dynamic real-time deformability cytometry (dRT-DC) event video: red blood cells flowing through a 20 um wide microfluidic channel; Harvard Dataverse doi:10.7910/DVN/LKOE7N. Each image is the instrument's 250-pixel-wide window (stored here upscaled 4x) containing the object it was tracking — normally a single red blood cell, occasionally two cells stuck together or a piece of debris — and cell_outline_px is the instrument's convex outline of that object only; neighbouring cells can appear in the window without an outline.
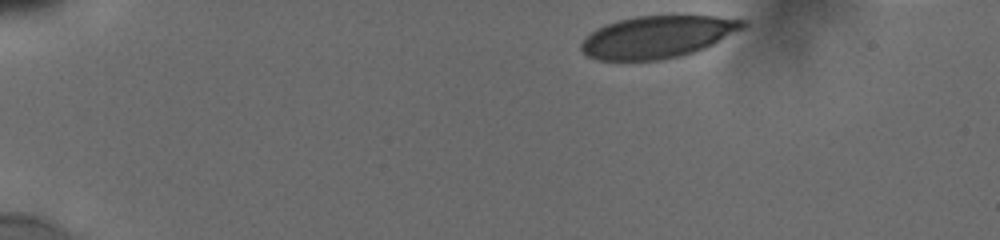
{"species": "human", "species_latin": "Homo sapiens", "temperature_condition": "cold", "stored_images_in_passage": 17, "camera_frame_rate_fps": 3000, "um_per_image_px": 0.085, "donor": {"sex": "male"}, "frame": {"image": 1, "passage_image": 1, "time_ms": 0.0, "image_size_px": [1000, 240], "cell_outline_px": [[748, 28], [704, 48], [680, 56], [660, 60], [596, 60], [588, 56], [580, 48], [580, 44], [596, 28], [604, 24], [636, 16], [716, 16], [748, 20]], "centroid_in_image_um": [55.95, 3.13], "position_along_channel_um": 29.0, "area_um2": 39.88}}
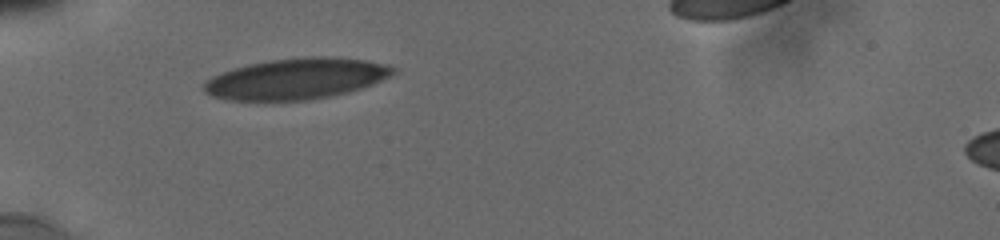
{"frame": {"image": 2, "passage_image": 8, "time_ms": 3.0, "image_size_px": [1000, 240], "cell_outline_px": [[396, 72], [364, 88], [348, 92], [312, 100], [228, 100], [212, 96], [204, 92], [204, 84], [212, 76], [248, 64], [272, 60], [308, 56], [332, 56], [364, 60], [388, 64], [396, 68]], "centroid_in_image_um": [25.22, 6.69], "position_along_channel_um": 59.8, "area_um2": 44.97}}